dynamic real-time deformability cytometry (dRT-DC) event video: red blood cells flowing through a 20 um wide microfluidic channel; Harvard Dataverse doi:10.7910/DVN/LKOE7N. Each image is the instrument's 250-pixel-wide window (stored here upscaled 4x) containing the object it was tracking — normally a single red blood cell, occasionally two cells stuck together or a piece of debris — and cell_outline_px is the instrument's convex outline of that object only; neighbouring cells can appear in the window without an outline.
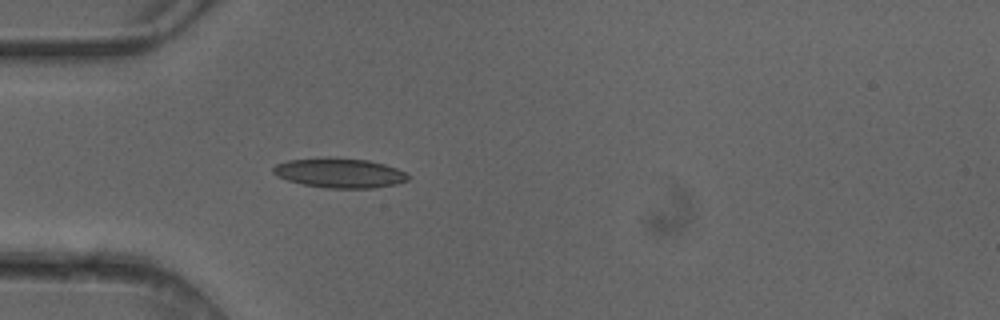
{"species": "common noctule bat (a hibernating species)", "species_latin": "Nyctalus noctula", "temperature_condition": "cold", "stored_images_in_passage": 1, "camera_frame_rate_fps": 3000, "um_per_image_px": 0.085, "animal": {"sex": "female"}, "frame": {"image": 1, "passage_image": 1, "time_ms": 0.0, "image_size_px": [1000, 320], "cell_outline_px": [[412, 176], [408, 180], [396, 184], [372, 188], [324, 188], [304, 184], [288, 180], [276, 176], [272, 172], [272, 168], [276, 164], [288, 160], [324, 156], [336, 156], [368, 160], [384, 164], [396, 168]], "centroid_in_image_um": [28.85, 14.68], "position_along_channel_um": 56.2, "area_um2": 23.76}}